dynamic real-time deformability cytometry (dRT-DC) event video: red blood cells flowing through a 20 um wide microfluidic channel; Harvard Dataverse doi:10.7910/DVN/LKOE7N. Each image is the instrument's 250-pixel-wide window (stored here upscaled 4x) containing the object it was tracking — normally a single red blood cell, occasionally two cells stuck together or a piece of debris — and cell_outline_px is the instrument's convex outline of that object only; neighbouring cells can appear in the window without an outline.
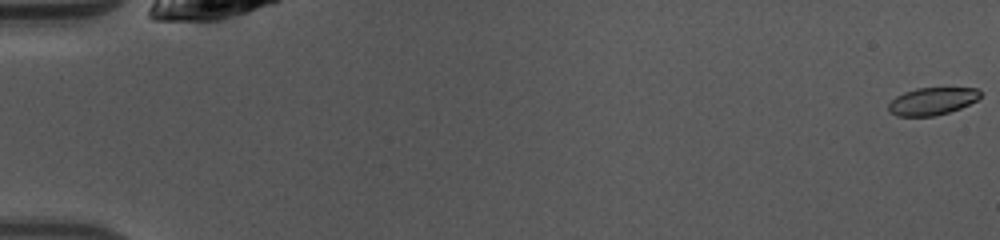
{"species": "common noctule bat (a hibernating species)", "species_latin": "Nyctalus noctula", "temperature_condition": "warm", "stored_images_in_passage": 50, "camera_frame_rate_fps": 3000, "um_per_image_px": 0.085, "animal": {"sex": "female", "body_mass_g": 10.0, "forearm_length_mm": 53.1}, "frame": {"image": 1, "passage_image": 1, "time_ms": 0.0, "image_size_px": [1000, 240], "cell_outline_px": [[980, 96], [976, 100], [960, 108], [948, 112], [932, 116], [896, 116], [888, 112], [888, 104], [896, 96], [904, 92], [916, 88], [976, 88], [980, 92]], "centroid_in_image_um": [79.18, 8.6], "position_along_channel_um": 5.8, "area_um2": 14.57}}
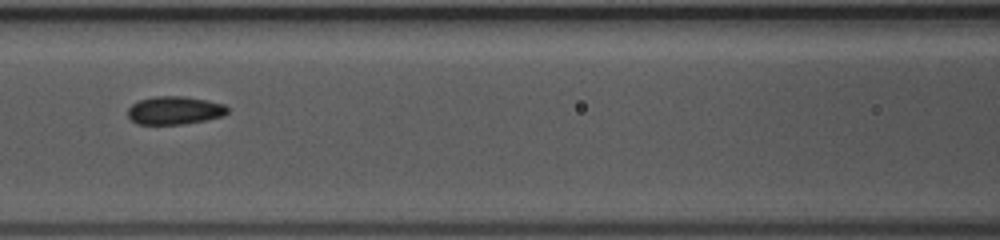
{"frame": {"image": 2, "passage_image": 23, "time_ms": 7.333, "image_size_px": [1000, 240], "cell_outline_px": [[228, 112], [224, 116], [204, 120], [180, 124], [136, 124], [128, 116], [128, 108], [132, 104], [140, 100], [156, 96], [184, 96], [208, 100], [224, 104], [228, 108]], "centroid_in_image_um": [14.85, 9.37], "position_along_channel_um": 151.8, "area_um2": 16.3}}
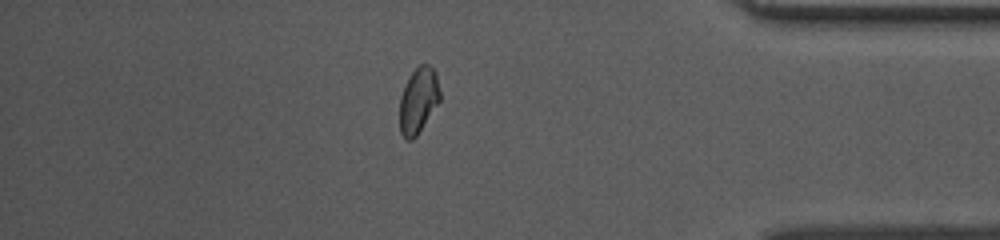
{"frame": {"image": 3, "passage_image": 43, "time_ms": 14.0, "image_size_px": [1000, 240], "cell_outline_px": [[440, 100], [416, 136], [412, 140], [404, 140], [400, 132], [400, 96], [408, 76], [420, 64], [428, 64], [436, 72], [440, 92]], "centroid_in_image_um": [35.55, 8.53], "position_along_channel_um": 399.7, "area_um2": 15.43}, "authors_computed_cell_mechanics": {"area_um2": 15.9817, "velocity_mm_per_s": 4.1208, "shape_relaxation_time_tau1_ms": 2.9717, "shape_relaxation_time_tau2_ms": 1.3312, "deformation_change_tau1": 0.088, "deformation_change_tau2": 0.0671}}